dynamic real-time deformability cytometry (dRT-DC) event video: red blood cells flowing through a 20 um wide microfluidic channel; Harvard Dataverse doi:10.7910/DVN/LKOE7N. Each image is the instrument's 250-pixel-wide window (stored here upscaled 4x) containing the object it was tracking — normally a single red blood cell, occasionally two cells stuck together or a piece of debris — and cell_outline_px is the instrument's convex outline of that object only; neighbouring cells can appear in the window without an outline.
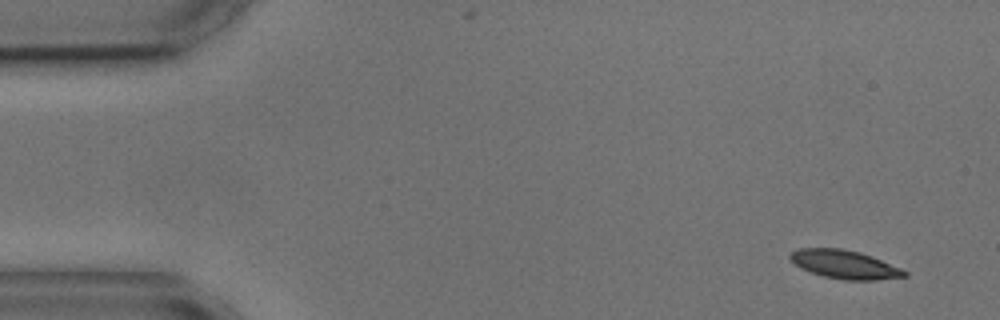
{"species": "common noctule bat (a hibernating species)", "species_latin": "Nyctalus noctula", "temperature_condition": "cold", "stored_images_in_passage": 5, "camera_frame_rate_fps": 3000, "um_per_image_px": 0.085, "animal": {"sex": "male", "body_mass_g": 17.9, "forearm_length_mm": 54.2}, "frame": {"image": 1, "passage_image": 1, "time_ms": 0.0, "image_size_px": [1000, 320], "cell_outline_px": [[908, 276], [876, 280], [844, 280], [824, 276], [800, 268], [788, 256], [792, 252], [800, 248], [840, 248], [860, 252], [872, 256], [900, 268], [908, 272]], "centroid_in_image_um": [71.81, 22.48], "position_along_channel_um": 13.2, "area_um2": 18.84}}
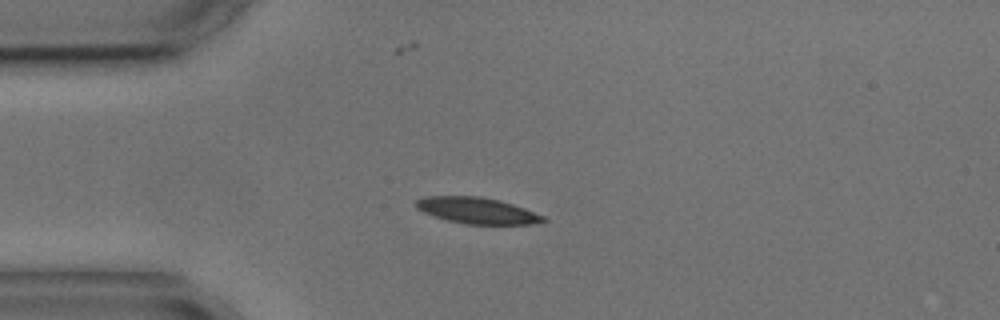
{"frame": {"image": 2, "passage_image": 4, "time_ms": 3.333, "image_size_px": [1000, 320], "cell_outline_px": [[548, 220], [532, 224], [464, 224], [448, 220], [424, 212], [416, 208], [416, 200], [424, 196], [480, 196], [500, 200], [524, 208], [544, 216]], "centroid_in_image_um": [40.56, 17.89], "position_along_channel_um": 44.4, "area_um2": 19.31}}
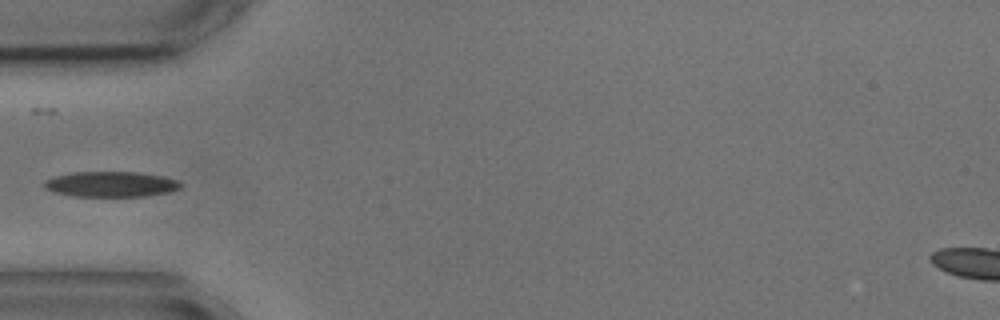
{"frame": {"image": 3, "passage_image": 5, "time_ms": 4.667, "image_size_px": [1000, 320], "cell_outline_px": [[184, 184], [180, 188], [168, 192], [144, 196], [72, 196], [52, 192], [44, 188], [44, 180], [56, 176], [72, 172], [136, 172], [164, 176], [176, 180]], "centroid_in_image_um": [9.41, 15.65], "position_along_channel_um": 75.6, "area_um2": 20.23}}